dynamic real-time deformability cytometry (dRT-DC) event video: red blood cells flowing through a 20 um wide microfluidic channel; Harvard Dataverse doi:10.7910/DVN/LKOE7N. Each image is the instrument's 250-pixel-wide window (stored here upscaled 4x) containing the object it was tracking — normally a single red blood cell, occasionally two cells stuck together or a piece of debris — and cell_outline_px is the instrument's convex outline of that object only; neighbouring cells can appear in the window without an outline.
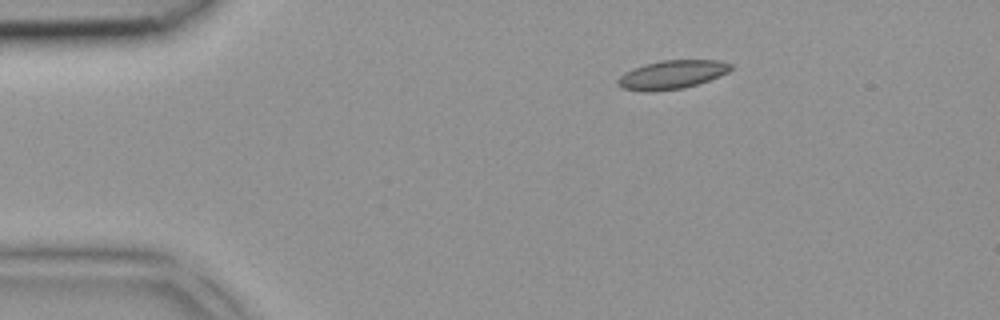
{"species": "common noctule bat (a hibernating species)", "species_latin": "Nyctalus noctula", "temperature_condition": "room temperature", "stored_images_in_passage": 37, "camera_frame_rate_fps": 3000, "um_per_image_px": 0.085, "animal": {"sex": "female", "body_mass_g": 18.4}, "frame": {"image": 1, "passage_image": 1, "time_ms": 0.0, "image_size_px": [1000, 320], "cell_outline_px": [[732, 68], [728, 72], [720, 76], [684, 88], [624, 88], [616, 84], [616, 80], [620, 76], [644, 64], [660, 60], [720, 60], [732, 64]], "centroid_in_image_um": [57.22, 6.28], "position_along_channel_um": 27.8, "area_um2": 17.8}}
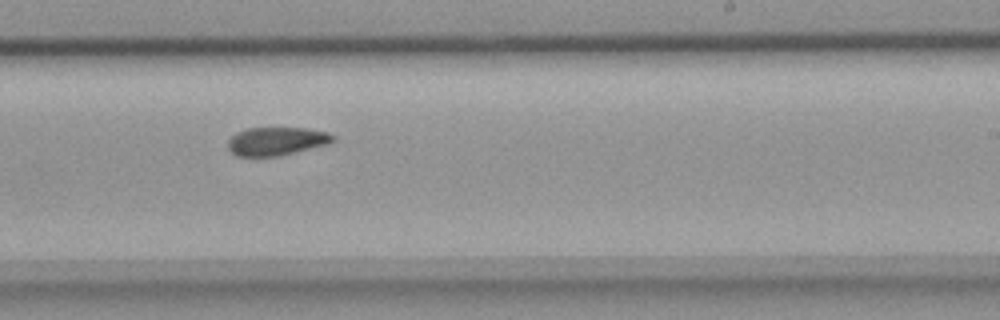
{"frame": {"image": 2, "passage_image": 20, "time_ms": 6.333, "image_size_px": [1000, 320], "cell_outline_px": [[336, 140], [328, 144], [280, 156], [236, 156], [228, 148], [228, 140], [236, 132], [248, 128], [304, 128], [328, 132], [336, 136]], "centroid_in_image_um": [23.52, 12.0], "position_along_channel_um": 265.5, "area_um2": 17.4}}
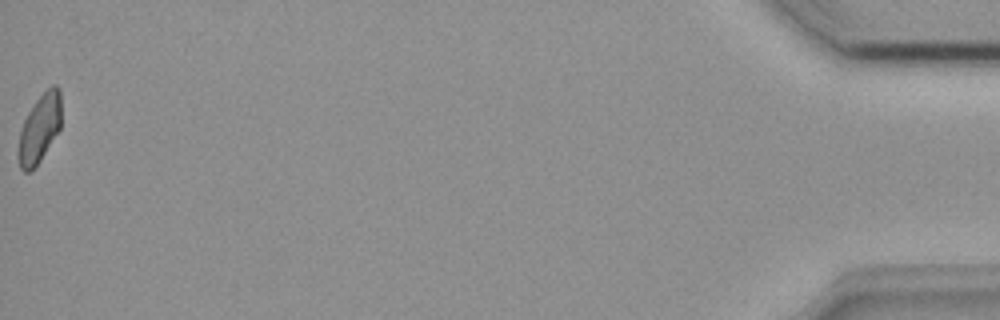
{"frame": {"image": 3, "passage_image": 37, "time_ms": 12.0, "image_size_px": [1000, 320], "cell_outline_px": [[60, 128], [40, 160], [28, 172], [24, 172], [20, 168], [16, 156], [16, 152], [20, 128], [28, 112], [36, 100], [52, 84], [56, 84], [60, 88]], "centroid_in_image_um": [3.32, 10.92], "position_along_channel_um": 431.9, "area_um2": 17.11}}